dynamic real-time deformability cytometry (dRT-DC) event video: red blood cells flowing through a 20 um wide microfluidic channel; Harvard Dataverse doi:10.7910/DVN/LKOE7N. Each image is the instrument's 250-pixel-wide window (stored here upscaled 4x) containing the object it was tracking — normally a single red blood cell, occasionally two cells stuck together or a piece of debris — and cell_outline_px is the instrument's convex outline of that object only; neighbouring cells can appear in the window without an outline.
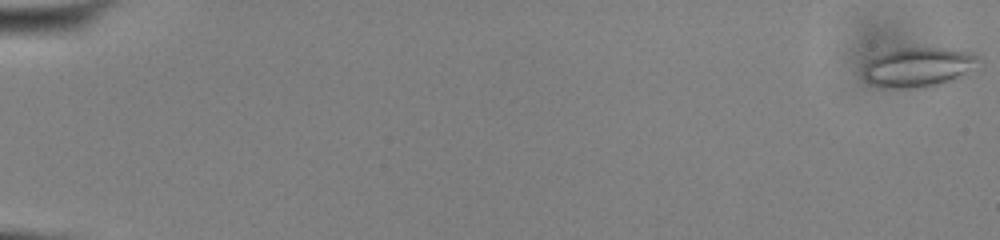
{"species": "common noctule bat (a hibernating species)", "species_latin": "Nyctalus noctula", "temperature_condition": "cold", "stored_images_in_passage": 55, "camera_frame_rate_fps": 3000, "um_per_image_px": 0.085, "animal": {"sex": "male", "body_mass_g": 13.0, "forearm_length_mm": 53.1}, "frame": {"image": 1, "passage_image": 1, "time_ms": 0.0, "image_size_px": [1000, 240], "cell_outline_px": [[976, 60], [960, 80], [924, 88], [880, 88], [864, 80], [864, 64], [868, 60], [884, 52], [896, 48], [948, 48], [972, 52], [976, 56]], "centroid_in_image_um": [78.0, 5.73], "position_along_channel_um": 7.0, "area_um2": 26.76}}
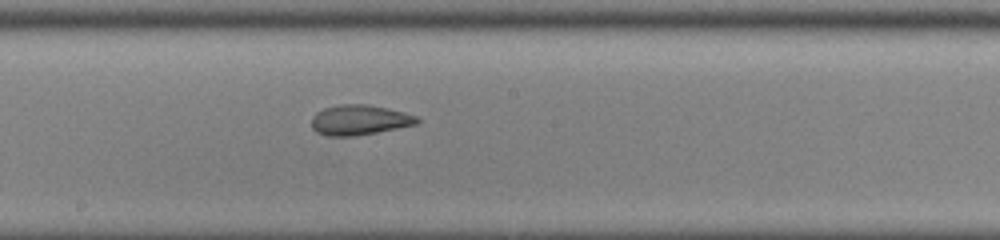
{"frame": {"image": 2, "passage_image": 32, "time_ms": 10.333, "image_size_px": [1000, 240], "cell_outline_px": [[420, 120], [416, 124], [356, 136], [328, 136], [316, 132], [312, 128], [312, 116], [316, 112], [324, 108], [340, 104], [368, 104], [404, 112], [416, 116]], "centroid_in_image_um": [30.52, 10.19], "position_along_channel_um": 217.7, "area_um2": 18.44}}
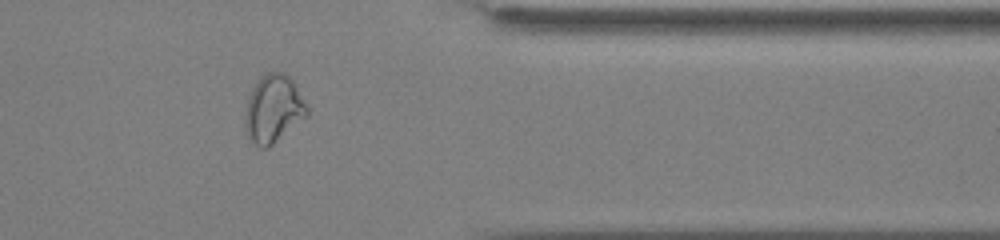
{"frame": {"image": 3, "passage_image": 46, "time_ms": 15.0, "image_size_px": [1000, 240], "cell_outline_px": [[308, 116], [268, 148], [260, 148], [248, 136], [244, 124], [244, 120], [248, 100], [252, 88], [268, 72], [284, 72], [292, 80], [308, 108]], "centroid_in_image_um": [23.25, 9.29], "position_along_channel_um": 388.2, "area_um2": 24.04}, "authors_computed_cell_mechanics": {"area_um2": 22.5998, "velocity_mm_per_s": 3.8682, "shape_relaxation_time_tau1_ms": 8.1076, "shape_relaxation_time_tau2_ms": 1.354, "deformation_change_tau1": 0.1963, "deformation_change_tau2": 0.0759}}